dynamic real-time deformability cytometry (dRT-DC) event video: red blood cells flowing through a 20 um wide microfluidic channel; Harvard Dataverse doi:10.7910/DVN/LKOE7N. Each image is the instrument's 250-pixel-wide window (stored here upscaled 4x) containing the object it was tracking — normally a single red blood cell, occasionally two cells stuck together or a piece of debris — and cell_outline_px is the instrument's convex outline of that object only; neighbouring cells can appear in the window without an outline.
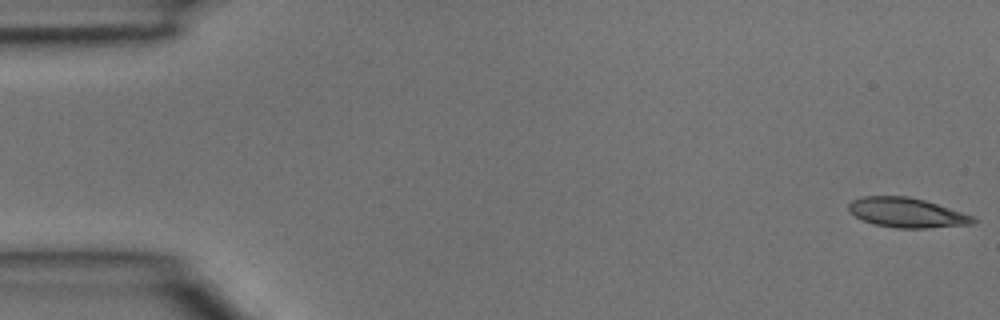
{"species": "common noctule bat (a hibernating species)", "species_latin": "Nyctalus noctula", "temperature_condition": "room temperature", "stored_images_in_passage": 3, "camera_frame_rate_fps": 3000, "um_per_image_px": 0.085, "animal": {"sex": "male", "body_mass_g": 15.6}, "frame": {"image": 1, "passage_image": 1, "time_ms": 0.0, "image_size_px": [1000, 320], "cell_outline_px": [[976, 220], [972, 224], [924, 228], [896, 228], [876, 224], [864, 220], [848, 212], [848, 204], [852, 200], [864, 196], [908, 196], [924, 200], [976, 216]], "centroid_in_image_um": [77.08, 18.07], "position_along_channel_um": 7.9, "area_um2": 21.44}}